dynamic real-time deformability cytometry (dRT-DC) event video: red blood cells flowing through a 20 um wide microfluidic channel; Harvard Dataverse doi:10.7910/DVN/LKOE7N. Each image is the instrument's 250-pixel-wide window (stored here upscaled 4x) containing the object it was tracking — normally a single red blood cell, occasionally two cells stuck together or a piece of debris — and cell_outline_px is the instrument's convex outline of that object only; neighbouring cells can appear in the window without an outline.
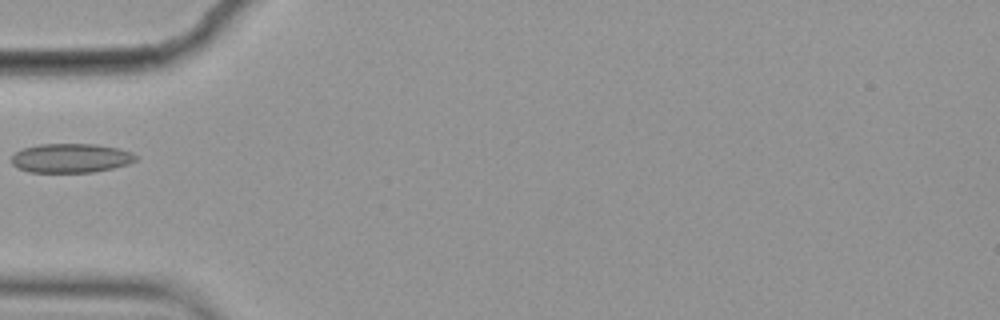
{"species": "common noctule bat (a hibernating species)", "species_latin": "Nyctalus noctula", "temperature_condition": "cold", "stored_images_in_passage": 6, "camera_frame_rate_fps": 3000, "um_per_image_px": 0.085, "animal": {"sex": "female", "body_mass_g": 19.9}, "frame": {"image": 1, "passage_image": 3, "time_ms": 0.667, "image_size_px": [1000, 320], "cell_outline_px": [[140, 156], [136, 160], [128, 164], [112, 168], [92, 172], [28, 172], [16, 168], [12, 164], [12, 156], [16, 152], [24, 148], [40, 144], [96, 144], [120, 148], [132, 152]], "centroid_in_image_um": [6.05, 13.43], "position_along_channel_um": 78.9, "area_um2": 21.27}}
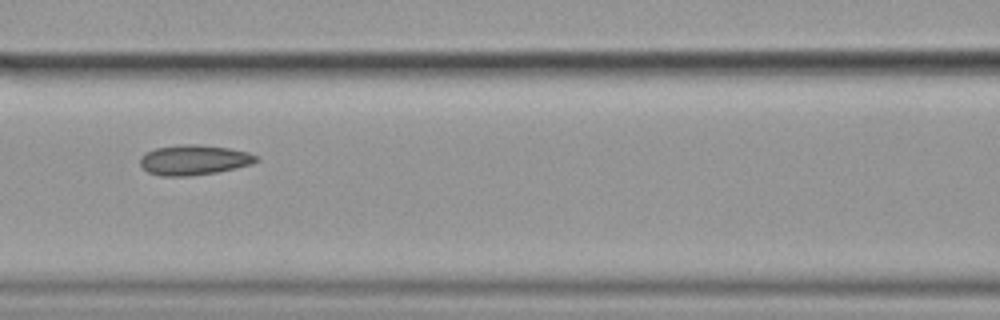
{"frame": {"image": 2, "passage_image": 5, "time_ms": 1.333, "image_size_px": [1000, 320], "cell_outline_px": [[260, 160], [252, 164], [236, 168], [216, 172], [188, 176], [160, 176], [148, 172], [140, 164], [140, 156], [144, 152], [156, 148], [180, 144], [196, 144], [228, 148], [248, 152], [260, 156]], "centroid_in_image_um": [16.49, 13.59], "position_along_channel_um": 150.1, "area_um2": 20.52}}
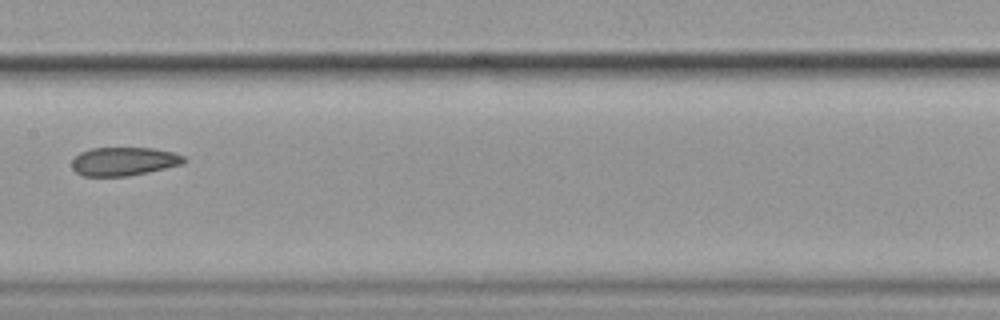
{"frame": {"image": 3, "passage_image": 6, "time_ms": 1.667, "image_size_px": [1000, 320], "cell_outline_px": [[188, 160], [180, 164], [148, 172], [128, 176], [80, 176], [72, 168], [72, 160], [80, 152], [92, 148], [152, 148], [172, 152], [184, 156]], "centroid_in_image_um": [10.5, 13.72], "position_along_channel_um": 196.9, "area_um2": 18.55}}